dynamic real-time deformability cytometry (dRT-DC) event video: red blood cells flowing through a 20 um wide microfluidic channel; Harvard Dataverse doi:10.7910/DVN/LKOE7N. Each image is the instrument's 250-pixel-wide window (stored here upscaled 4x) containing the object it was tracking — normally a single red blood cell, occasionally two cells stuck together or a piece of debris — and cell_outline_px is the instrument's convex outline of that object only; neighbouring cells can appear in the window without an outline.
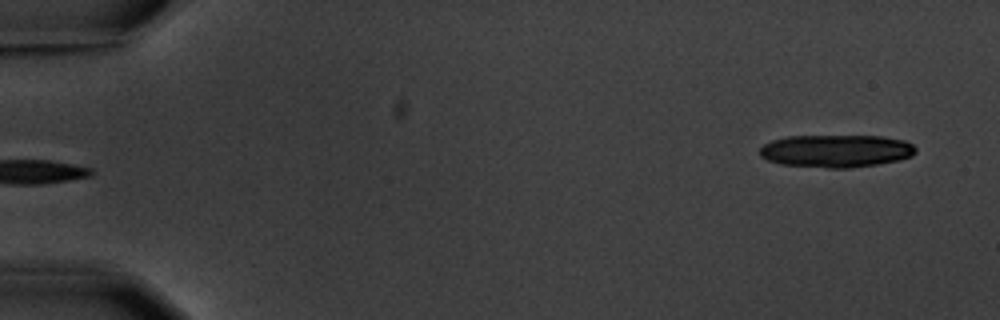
{"species": "common noctule bat (a hibernating species)", "species_latin": "Nyctalus noctula", "temperature_condition": "warm", "stored_images_in_passage": 6, "segment_of_instrument_passage": [2, 2], "camera_frame_rate_fps": 3000, "um_per_image_px": 0.085, "animal": {"sex": "male", "body_mass_g": 20.1, "forearm_length_mm": 53.5}, "frame": {"image": 1, "passage_image": 6, "time_ms": 6.667, "image_size_px": [1000, 320], "cell_outline_px": [[916, 152], [912, 156], [900, 160], [876, 164], [848, 168], [828, 168], [780, 164], [768, 160], [760, 156], [760, 148], [764, 144], [772, 140], [788, 136], [880, 136], [904, 140], [912, 144], [916, 148]], "centroid_in_image_um": [71.07, 12.83], "position_along_channel_um": 13.9, "area_um2": 29.71}}